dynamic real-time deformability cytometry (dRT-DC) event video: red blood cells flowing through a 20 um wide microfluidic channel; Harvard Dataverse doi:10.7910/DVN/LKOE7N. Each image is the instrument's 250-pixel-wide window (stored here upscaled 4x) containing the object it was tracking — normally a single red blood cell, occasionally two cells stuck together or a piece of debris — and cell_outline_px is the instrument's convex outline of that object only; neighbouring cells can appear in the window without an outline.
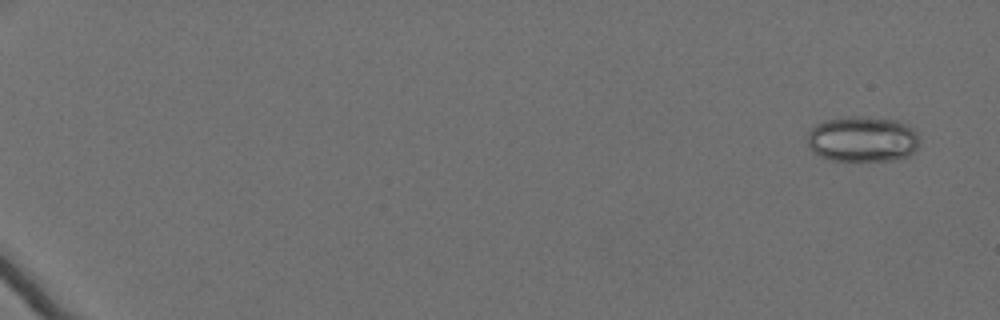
{"species": "Egyptian fruit bat (a non-hibernating species)", "species_latin": "Rousettus aegyptiacus", "temperature_condition": "cold", "stored_images_in_passage": 62, "camera_frame_rate_fps": 3000, "um_per_image_px": 0.085, "animal": {"sex": "female"}, "frame": {"image": 1, "passage_image": 4, "time_ms": 1.0, "image_size_px": [1000, 320], "cell_outline_px": [[920, 140], [916, 148], [908, 156], [892, 160], [832, 160], [820, 156], [812, 152], [808, 144], [808, 132], [816, 124], [824, 120], [848, 116], [860, 116], [896, 120], [912, 128], [920, 136]], "centroid_in_image_um": [73.3, 11.81], "position_along_channel_um": 11.7, "area_um2": 29.82}}
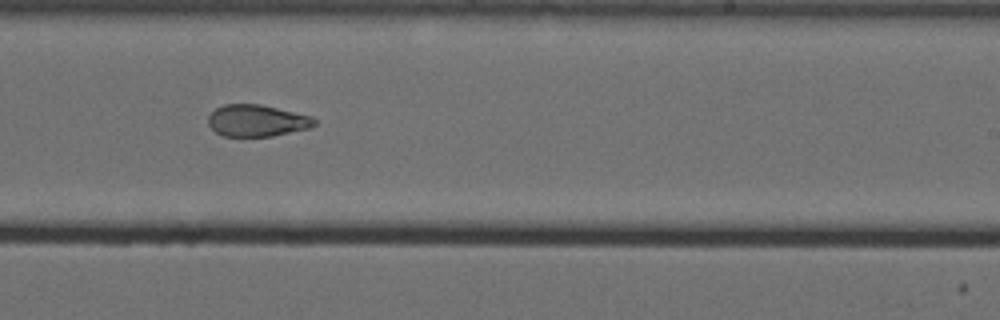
{"frame": {"image": 2, "passage_image": 43, "time_ms": 14.0, "image_size_px": [1000, 320], "cell_outline_px": [[316, 124], [312, 128], [272, 136], [224, 136], [216, 132], [208, 124], [208, 116], [216, 108], [224, 104], [260, 104], [312, 116], [316, 120]], "centroid_in_image_um": [21.86, 10.25], "position_along_channel_um": 267.1, "area_um2": 19.71}}
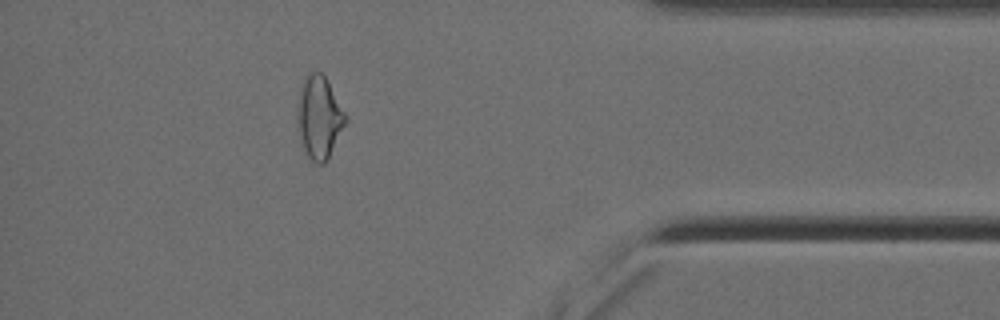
{"frame": {"image": 3, "passage_image": 57, "time_ms": 18.667, "image_size_px": [1000, 320], "cell_outline_px": [[348, 120], [328, 160], [324, 164], [316, 164], [308, 156], [300, 144], [296, 128], [296, 108], [300, 84], [312, 72], [320, 72], [328, 80]], "centroid_in_image_um": [27.09, 10.02], "position_along_channel_um": 408.1, "area_um2": 23.7}, "authors_computed_cell_mechanics": {"area_um2": 24.4494, "velocity_mm_per_s": 3.5286, "shape_relaxation_time_tau1_ms": null, "shape_relaxation_time_tau2_ms": 2.4092, "deformation_change_tau1": null, "deformation_change_tau2": 0.0871}}